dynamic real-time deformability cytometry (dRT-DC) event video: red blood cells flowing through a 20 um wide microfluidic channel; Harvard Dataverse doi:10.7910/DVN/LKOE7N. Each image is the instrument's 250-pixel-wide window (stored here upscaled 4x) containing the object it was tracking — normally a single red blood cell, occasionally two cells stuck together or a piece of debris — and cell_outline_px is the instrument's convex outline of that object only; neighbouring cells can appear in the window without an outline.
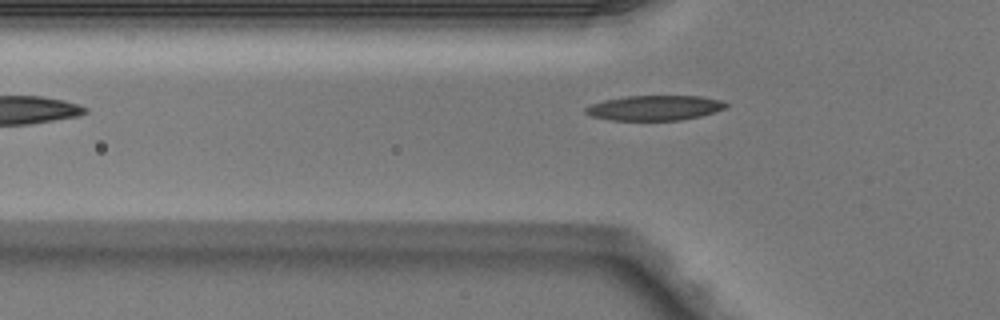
{"species": "Egyptian fruit bat (a non-hibernating species)", "species_latin": "Rousettus aegyptiacus", "temperature_condition": "warm", "stored_images_in_passage": 4, "camera_frame_rate_fps": 3000, "um_per_image_px": 0.085, "animal": {"sex": "male"}, "frame": {"image": 1, "passage_image": 4, "time_ms": 1.0, "image_size_px": [1000, 320], "cell_outline_px": [[728, 104], [724, 108], [700, 116], [680, 120], [608, 120], [592, 116], [584, 112], [584, 108], [592, 104], [604, 100], [628, 96], [700, 96], [720, 100]], "centroid_in_image_um": [55.6, 9.17], "position_along_channel_um": 70.2, "area_um2": 20.23}}